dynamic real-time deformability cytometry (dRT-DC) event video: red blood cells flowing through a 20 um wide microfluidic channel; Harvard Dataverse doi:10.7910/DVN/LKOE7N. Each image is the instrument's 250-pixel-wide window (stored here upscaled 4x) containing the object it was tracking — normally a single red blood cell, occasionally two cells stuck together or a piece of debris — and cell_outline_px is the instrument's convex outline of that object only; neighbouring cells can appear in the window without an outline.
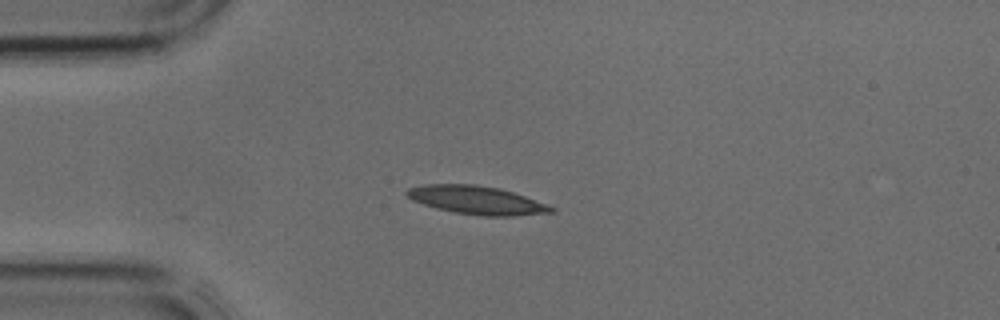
{"species": "common noctule bat (a hibernating species)", "species_latin": "Nyctalus noctula", "temperature_condition": "cold", "stored_images_in_passage": 3, "camera_frame_rate_fps": 3000, "um_per_image_px": 0.085, "animal": {"sex": "male", "body_mass_g": 17.9, "forearm_length_mm": 54.2}, "frame": {"image": 1, "passage_image": 3, "time_ms": 0.667, "image_size_px": [1000, 320], "cell_outline_px": [[556, 212], [512, 216], [484, 216], [456, 212], [436, 208], [412, 200], [404, 192], [408, 188], [424, 184], [476, 184], [500, 188], [524, 196], [556, 208]], "centroid_in_image_um": [40.51, 17.0], "position_along_channel_um": 44.5, "area_um2": 23.7}}